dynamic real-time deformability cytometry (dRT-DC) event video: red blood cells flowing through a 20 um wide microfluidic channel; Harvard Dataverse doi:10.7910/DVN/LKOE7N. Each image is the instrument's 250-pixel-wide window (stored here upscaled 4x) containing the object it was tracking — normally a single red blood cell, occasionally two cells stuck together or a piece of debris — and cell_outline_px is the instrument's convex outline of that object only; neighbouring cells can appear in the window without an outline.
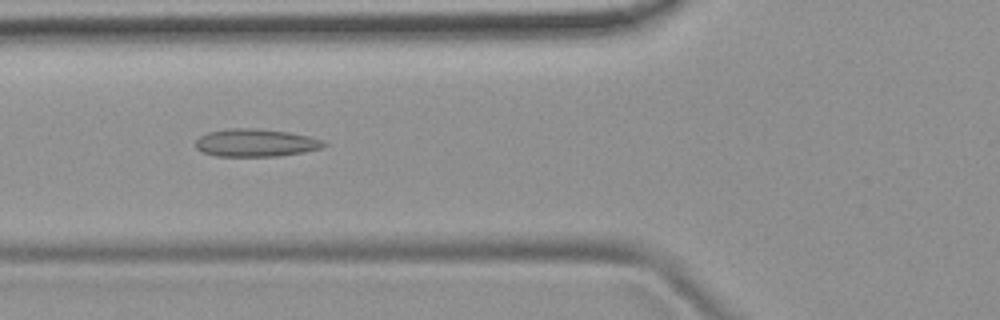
{"species": "common noctule bat (a hibernating species)", "species_latin": "Nyctalus noctula", "temperature_condition": "room temperature", "stored_images_in_passage": 38, "camera_frame_rate_fps": 3000, "um_per_image_px": 0.085, "animal": {"sex": "female", "body_mass_g": 19.9}, "frame": {"image": 1, "passage_image": 6, "time_ms": 1.667, "image_size_px": [1000, 320], "cell_outline_px": [[328, 144], [324, 148], [304, 152], [280, 156], [216, 156], [204, 152], [196, 148], [196, 140], [200, 136], [208, 132], [228, 128], [260, 128], [288, 132], [308, 136], [324, 140]], "centroid_in_image_um": [21.78, 12.13], "position_along_channel_um": 104.0, "area_um2": 20.92}}
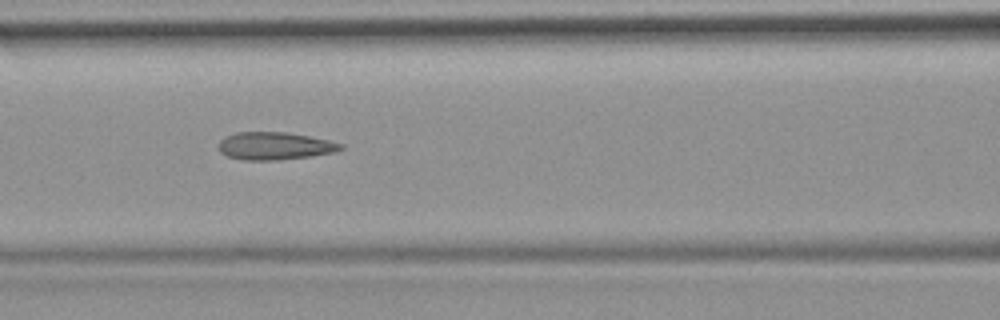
{"frame": {"image": 2, "passage_image": 9, "time_ms": 2.667, "image_size_px": [1000, 320], "cell_outline_px": [[344, 148], [336, 152], [308, 156], [276, 160], [244, 160], [228, 156], [220, 152], [216, 144], [224, 136], [236, 132], [284, 132], [308, 136], [328, 140], [344, 144]], "centroid_in_image_um": [23.31, 12.4], "position_along_channel_um": 143.3, "area_um2": 19.71}}
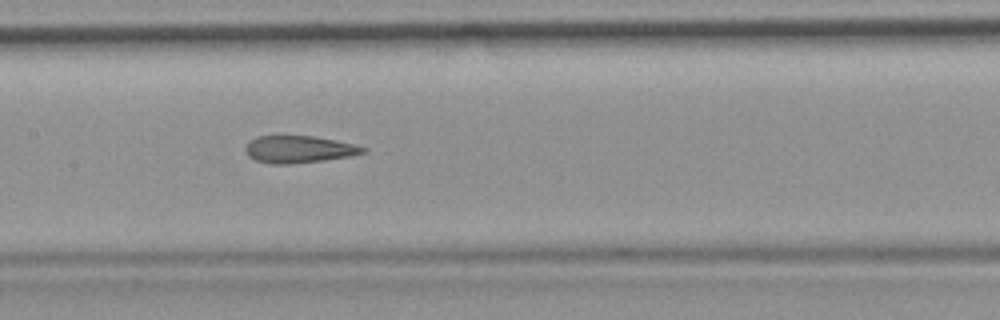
{"frame": {"image": 3, "passage_image": 12, "time_ms": 3.667, "image_size_px": [1000, 320], "cell_outline_px": [[368, 152], [352, 156], [324, 160], [288, 164], [272, 164], [256, 160], [248, 156], [244, 148], [256, 136], [312, 136], [352, 144], [368, 148]], "centroid_in_image_um": [25.42, 12.7], "position_along_channel_um": 182.0, "area_um2": 18.44}, "authors_computed_cell_mechanics": {"area_um2": 19.3919, "velocity_mm_per_s": 3.8791, "shape_relaxation_time_tau1_ms": null, "shape_relaxation_time_tau2_ms": 2.0885, "deformation_change_tau1": null, "deformation_change_tau2": 0.1201}}